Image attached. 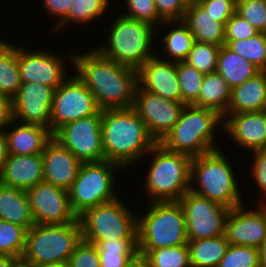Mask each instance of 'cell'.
I'll use <instances>...</instances> for the list:
<instances>
[{
  "instance_id": "cell-1",
  "label": "cell",
  "mask_w": 266,
  "mask_h": 267,
  "mask_svg": "<svg viewBox=\"0 0 266 267\" xmlns=\"http://www.w3.org/2000/svg\"><path fill=\"white\" fill-rule=\"evenodd\" d=\"M72 65L101 110L133 107L138 70L118 64L94 48L82 54L74 52Z\"/></svg>"
},
{
  "instance_id": "cell-2",
  "label": "cell",
  "mask_w": 266,
  "mask_h": 267,
  "mask_svg": "<svg viewBox=\"0 0 266 267\" xmlns=\"http://www.w3.org/2000/svg\"><path fill=\"white\" fill-rule=\"evenodd\" d=\"M101 118L105 160L123 169L145 157L157 143L133 107L101 110Z\"/></svg>"
},
{
  "instance_id": "cell-3",
  "label": "cell",
  "mask_w": 266,
  "mask_h": 267,
  "mask_svg": "<svg viewBox=\"0 0 266 267\" xmlns=\"http://www.w3.org/2000/svg\"><path fill=\"white\" fill-rule=\"evenodd\" d=\"M232 168L220 149L193 157L189 190L230 209L244 204ZM194 182L197 187L192 185Z\"/></svg>"
},
{
  "instance_id": "cell-4",
  "label": "cell",
  "mask_w": 266,
  "mask_h": 267,
  "mask_svg": "<svg viewBox=\"0 0 266 267\" xmlns=\"http://www.w3.org/2000/svg\"><path fill=\"white\" fill-rule=\"evenodd\" d=\"M218 125L223 126V116L217 111L186 105L179 120L160 143L170 151L197 157L219 149L214 143Z\"/></svg>"
},
{
  "instance_id": "cell-5",
  "label": "cell",
  "mask_w": 266,
  "mask_h": 267,
  "mask_svg": "<svg viewBox=\"0 0 266 267\" xmlns=\"http://www.w3.org/2000/svg\"><path fill=\"white\" fill-rule=\"evenodd\" d=\"M114 19L107 34V43L95 49L118 64L138 70L149 58L155 56L151 46L156 28L122 14H117Z\"/></svg>"
},
{
  "instance_id": "cell-6",
  "label": "cell",
  "mask_w": 266,
  "mask_h": 267,
  "mask_svg": "<svg viewBox=\"0 0 266 267\" xmlns=\"http://www.w3.org/2000/svg\"><path fill=\"white\" fill-rule=\"evenodd\" d=\"M152 154L145 178L148 197L152 202L179 201L190 189L191 157L168 150L156 143L147 153Z\"/></svg>"
},
{
  "instance_id": "cell-7",
  "label": "cell",
  "mask_w": 266,
  "mask_h": 267,
  "mask_svg": "<svg viewBox=\"0 0 266 267\" xmlns=\"http://www.w3.org/2000/svg\"><path fill=\"white\" fill-rule=\"evenodd\" d=\"M137 216L138 250H154L188 243L185 215L178 201L150 202Z\"/></svg>"
},
{
  "instance_id": "cell-8",
  "label": "cell",
  "mask_w": 266,
  "mask_h": 267,
  "mask_svg": "<svg viewBox=\"0 0 266 267\" xmlns=\"http://www.w3.org/2000/svg\"><path fill=\"white\" fill-rule=\"evenodd\" d=\"M81 240L79 220L67 224H35L27 230L21 257L32 264H67Z\"/></svg>"
},
{
  "instance_id": "cell-9",
  "label": "cell",
  "mask_w": 266,
  "mask_h": 267,
  "mask_svg": "<svg viewBox=\"0 0 266 267\" xmlns=\"http://www.w3.org/2000/svg\"><path fill=\"white\" fill-rule=\"evenodd\" d=\"M123 169L120 165L110 162L82 163L76 179L68 190L70 205L77 216L103 203L116 200L115 172Z\"/></svg>"
},
{
  "instance_id": "cell-10",
  "label": "cell",
  "mask_w": 266,
  "mask_h": 267,
  "mask_svg": "<svg viewBox=\"0 0 266 267\" xmlns=\"http://www.w3.org/2000/svg\"><path fill=\"white\" fill-rule=\"evenodd\" d=\"M78 220L84 241L137 238V213H132L119 197L85 211Z\"/></svg>"
},
{
  "instance_id": "cell-11",
  "label": "cell",
  "mask_w": 266,
  "mask_h": 267,
  "mask_svg": "<svg viewBox=\"0 0 266 267\" xmlns=\"http://www.w3.org/2000/svg\"><path fill=\"white\" fill-rule=\"evenodd\" d=\"M100 110L93 93L74 73L54 92L50 111V131L53 134L66 123L90 117Z\"/></svg>"
},
{
  "instance_id": "cell-12",
  "label": "cell",
  "mask_w": 266,
  "mask_h": 267,
  "mask_svg": "<svg viewBox=\"0 0 266 267\" xmlns=\"http://www.w3.org/2000/svg\"><path fill=\"white\" fill-rule=\"evenodd\" d=\"M178 202L185 215L188 240L213 238L225 234L230 208L190 190Z\"/></svg>"
},
{
  "instance_id": "cell-13",
  "label": "cell",
  "mask_w": 266,
  "mask_h": 267,
  "mask_svg": "<svg viewBox=\"0 0 266 267\" xmlns=\"http://www.w3.org/2000/svg\"><path fill=\"white\" fill-rule=\"evenodd\" d=\"M101 122L100 110L90 117L66 123L52 137L82 163L105 161Z\"/></svg>"
},
{
  "instance_id": "cell-14",
  "label": "cell",
  "mask_w": 266,
  "mask_h": 267,
  "mask_svg": "<svg viewBox=\"0 0 266 267\" xmlns=\"http://www.w3.org/2000/svg\"><path fill=\"white\" fill-rule=\"evenodd\" d=\"M185 103L164 99L137 86L134 105L150 136L160 143L179 120Z\"/></svg>"
},
{
  "instance_id": "cell-15",
  "label": "cell",
  "mask_w": 266,
  "mask_h": 267,
  "mask_svg": "<svg viewBox=\"0 0 266 267\" xmlns=\"http://www.w3.org/2000/svg\"><path fill=\"white\" fill-rule=\"evenodd\" d=\"M17 47V60L22 83L45 84L55 90L62 84L66 75L65 61H73V54L58 56L55 52L42 50L26 51ZM71 54V55H70Z\"/></svg>"
},
{
  "instance_id": "cell-16",
  "label": "cell",
  "mask_w": 266,
  "mask_h": 267,
  "mask_svg": "<svg viewBox=\"0 0 266 267\" xmlns=\"http://www.w3.org/2000/svg\"><path fill=\"white\" fill-rule=\"evenodd\" d=\"M35 224H67L77 221L68 190L42 181L26 190Z\"/></svg>"
},
{
  "instance_id": "cell-17",
  "label": "cell",
  "mask_w": 266,
  "mask_h": 267,
  "mask_svg": "<svg viewBox=\"0 0 266 267\" xmlns=\"http://www.w3.org/2000/svg\"><path fill=\"white\" fill-rule=\"evenodd\" d=\"M247 210L244 204L229 211L225 236L229 245L260 248L266 240V203Z\"/></svg>"
},
{
  "instance_id": "cell-18",
  "label": "cell",
  "mask_w": 266,
  "mask_h": 267,
  "mask_svg": "<svg viewBox=\"0 0 266 267\" xmlns=\"http://www.w3.org/2000/svg\"><path fill=\"white\" fill-rule=\"evenodd\" d=\"M55 89L45 84L21 83L12 98L13 119L20 123L40 125L50 130V111Z\"/></svg>"
},
{
  "instance_id": "cell-19",
  "label": "cell",
  "mask_w": 266,
  "mask_h": 267,
  "mask_svg": "<svg viewBox=\"0 0 266 267\" xmlns=\"http://www.w3.org/2000/svg\"><path fill=\"white\" fill-rule=\"evenodd\" d=\"M138 84L164 99L182 102L176 62L161 59L158 54L138 69Z\"/></svg>"
},
{
  "instance_id": "cell-20",
  "label": "cell",
  "mask_w": 266,
  "mask_h": 267,
  "mask_svg": "<svg viewBox=\"0 0 266 267\" xmlns=\"http://www.w3.org/2000/svg\"><path fill=\"white\" fill-rule=\"evenodd\" d=\"M221 128L242 149H251L250 151L266 149V109L225 114Z\"/></svg>"
},
{
  "instance_id": "cell-21",
  "label": "cell",
  "mask_w": 266,
  "mask_h": 267,
  "mask_svg": "<svg viewBox=\"0 0 266 267\" xmlns=\"http://www.w3.org/2000/svg\"><path fill=\"white\" fill-rule=\"evenodd\" d=\"M44 181L69 190L82 162L55 138H51L42 153Z\"/></svg>"
},
{
  "instance_id": "cell-22",
  "label": "cell",
  "mask_w": 266,
  "mask_h": 267,
  "mask_svg": "<svg viewBox=\"0 0 266 267\" xmlns=\"http://www.w3.org/2000/svg\"><path fill=\"white\" fill-rule=\"evenodd\" d=\"M42 181H44L42 154H8L0 170L1 184L28 190Z\"/></svg>"
},
{
  "instance_id": "cell-23",
  "label": "cell",
  "mask_w": 266,
  "mask_h": 267,
  "mask_svg": "<svg viewBox=\"0 0 266 267\" xmlns=\"http://www.w3.org/2000/svg\"><path fill=\"white\" fill-rule=\"evenodd\" d=\"M266 109V71H260L242 85L231 89L226 114L262 111Z\"/></svg>"
},
{
  "instance_id": "cell-24",
  "label": "cell",
  "mask_w": 266,
  "mask_h": 267,
  "mask_svg": "<svg viewBox=\"0 0 266 267\" xmlns=\"http://www.w3.org/2000/svg\"><path fill=\"white\" fill-rule=\"evenodd\" d=\"M13 127L5 131L8 154H42L46 143L52 138L49 128L40 125L20 123Z\"/></svg>"
},
{
  "instance_id": "cell-25",
  "label": "cell",
  "mask_w": 266,
  "mask_h": 267,
  "mask_svg": "<svg viewBox=\"0 0 266 267\" xmlns=\"http://www.w3.org/2000/svg\"><path fill=\"white\" fill-rule=\"evenodd\" d=\"M182 21L196 42L225 45V25L217 22L199 3L187 6Z\"/></svg>"
},
{
  "instance_id": "cell-26",
  "label": "cell",
  "mask_w": 266,
  "mask_h": 267,
  "mask_svg": "<svg viewBox=\"0 0 266 267\" xmlns=\"http://www.w3.org/2000/svg\"><path fill=\"white\" fill-rule=\"evenodd\" d=\"M0 220L18 224L27 230L35 225L26 190L0 183Z\"/></svg>"
},
{
  "instance_id": "cell-27",
  "label": "cell",
  "mask_w": 266,
  "mask_h": 267,
  "mask_svg": "<svg viewBox=\"0 0 266 267\" xmlns=\"http://www.w3.org/2000/svg\"><path fill=\"white\" fill-rule=\"evenodd\" d=\"M260 71L253 63L234 53L225 45L220 47L216 72L223 77L231 89L242 85Z\"/></svg>"
},
{
  "instance_id": "cell-28",
  "label": "cell",
  "mask_w": 266,
  "mask_h": 267,
  "mask_svg": "<svg viewBox=\"0 0 266 267\" xmlns=\"http://www.w3.org/2000/svg\"><path fill=\"white\" fill-rule=\"evenodd\" d=\"M231 97V88L218 72L204 74L199 98L192 104L210 108L221 116L227 113Z\"/></svg>"
},
{
  "instance_id": "cell-29",
  "label": "cell",
  "mask_w": 266,
  "mask_h": 267,
  "mask_svg": "<svg viewBox=\"0 0 266 267\" xmlns=\"http://www.w3.org/2000/svg\"><path fill=\"white\" fill-rule=\"evenodd\" d=\"M191 267H218L229 242L224 235L199 240H188Z\"/></svg>"
},
{
  "instance_id": "cell-30",
  "label": "cell",
  "mask_w": 266,
  "mask_h": 267,
  "mask_svg": "<svg viewBox=\"0 0 266 267\" xmlns=\"http://www.w3.org/2000/svg\"><path fill=\"white\" fill-rule=\"evenodd\" d=\"M86 242L96 246L100 267H125L138 252L137 238Z\"/></svg>"
},
{
  "instance_id": "cell-31",
  "label": "cell",
  "mask_w": 266,
  "mask_h": 267,
  "mask_svg": "<svg viewBox=\"0 0 266 267\" xmlns=\"http://www.w3.org/2000/svg\"><path fill=\"white\" fill-rule=\"evenodd\" d=\"M163 24H173L174 27L177 24V26L163 35L161 42V44H163L161 45L163 48L160 49H163L162 52L164 51L163 53L167 55L168 59H165L166 57H162L161 59L167 61L172 59L171 61L173 62L185 61L192 49L193 43L195 42L191 31L182 20L164 21L159 27H164Z\"/></svg>"
},
{
  "instance_id": "cell-32",
  "label": "cell",
  "mask_w": 266,
  "mask_h": 267,
  "mask_svg": "<svg viewBox=\"0 0 266 267\" xmlns=\"http://www.w3.org/2000/svg\"><path fill=\"white\" fill-rule=\"evenodd\" d=\"M21 83L17 46L0 39V94L13 98Z\"/></svg>"
},
{
  "instance_id": "cell-33",
  "label": "cell",
  "mask_w": 266,
  "mask_h": 267,
  "mask_svg": "<svg viewBox=\"0 0 266 267\" xmlns=\"http://www.w3.org/2000/svg\"><path fill=\"white\" fill-rule=\"evenodd\" d=\"M225 46L259 70L266 71V33L259 32L249 39L225 40Z\"/></svg>"
},
{
  "instance_id": "cell-34",
  "label": "cell",
  "mask_w": 266,
  "mask_h": 267,
  "mask_svg": "<svg viewBox=\"0 0 266 267\" xmlns=\"http://www.w3.org/2000/svg\"><path fill=\"white\" fill-rule=\"evenodd\" d=\"M109 0H72L68 15L56 26L53 31L65 28L68 23L90 24L92 20L105 13Z\"/></svg>"
},
{
  "instance_id": "cell-35",
  "label": "cell",
  "mask_w": 266,
  "mask_h": 267,
  "mask_svg": "<svg viewBox=\"0 0 266 267\" xmlns=\"http://www.w3.org/2000/svg\"><path fill=\"white\" fill-rule=\"evenodd\" d=\"M138 252L147 257L150 267H191L187 244Z\"/></svg>"
},
{
  "instance_id": "cell-36",
  "label": "cell",
  "mask_w": 266,
  "mask_h": 267,
  "mask_svg": "<svg viewBox=\"0 0 266 267\" xmlns=\"http://www.w3.org/2000/svg\"><path fill=\"white\" fill-rule=\"evenodd\" d=\"M176 70L182 103L192 105L199 98L204 74L185 61L176 62Z\"/></svg>"
},
{
  "instance_id": "cell-37",
  "label": "cell",
  "mask_w": 266,
  "mask_h": 267,
  "mask_svg": "<svg viewBox=\"0 0 266 267\" xmlns=\"http://www.w3.org/2000/svg\"><path fill=\"white\" fill-rule=\"evenodd\" d=\"M26 235V228L0 220V255L21 257L25 248Z\"/></svg>"
},
{
  "instance_id": "cell-38",
  "label": "cell",
  "mask_w": 266,
  "mask_h": 267,
  "mask_svg": "<svg viewBox=\"0 0 266 267\" xmlns=\"http://www.w3.org/2000/svg\"><path fill=\"white\" fill-rule=\"evenodd\" d=\"M220 47L195 41L185 62L203 74L215 72Z\"/></svg>"
},
{
  "instance_id": "cell-39",
  "label": "cell",
  "mask_w": 266,
  "mask_h": 267,
  "mask_svg": "<svg viewBox=\"0 0 266 267\" xmlns=\"http://www.w3.org/2000/svg\"><path fill=\"white\" fill-rule=\"evenodd\" d=\"M218 267H260V250L252 246L229 245Z\"/></svg>"
},
{
  "instance_id": "cell-40",
  "label": "cell",
  "mask_w": 266,
  "mask_h": 267,
  "mask_svg": "<svg viewBox=\"0 0 266 267\" xmlns=\"http://www.w3.org/2000/svg\"><path fill=\"white\" fill-rule=\"evenodd\" d=\"M128 13L122 15L137 21L146 22L159 31L158 25L164 20L159 16L154 0H124ZM157 25V26H156Z\"/></svg>"
},
{
  "instance_id": "cell-41",
  "label": "cell",
  "mask_w": 266,
  "mask_h": 267,
  "mask_svg": "<svg viewBox=\"0 0 266 267\" xmlns=\"http://www.w3.org/2000/svg\"><path fill=\"white\" fill-rule=\"evenodd\" d=\"M236 12L259 32L266 33V0H237Z\"/></svg>"
},
{
  "instance_id": "cell-42",
  "label": "cell",
  "mask_w": 266,
  "mask_h": 267,
  "mask_svg": "<svg viewBox=\"0 0 266 267\" xmlns=\"http://www.w3.org/2000/svg\"><path fill=\"white\" fill-rule=\"evenodd\" d=\"M67 264L68 267H100L96 246L81 240Z\"/></svg>"
},
{
  "instance_id": "cell-43",
  "label": "cell",
  "mask_w": 266,
  "mask_h": 267,
  "mask_svg": "<svg viewBox=\"0 0 266 267\" xmlns=\"http://www.w3.org/2000/svg\"><path fill=\"white\" fill-rule=\"evenodd\" d=\"M259 31L240 14L235 12L225 25V40H243L258 34Z\"/></svg>"
},
{
  "instance_id": "cell-44",
  "label": "cell",
  "mask_w": 266,
  "mask_h": 267,
  "mask_svg": "<svg viewBox=\"0 0 266 267\" xmlns=\"http://www.w3.org/2000/svg\"><path fill=\"white\" fill-rule=\"evenodd\" d=\"M216 21L226 25L236 12L237 0H199L198 2Z\"/></svg>"
},
{
  "instance_id": "cell-45",
  "label": "cell",
  "mask_w": 266,
  "mask_h": 267,
  "mask_svg": "<svg viewBox=\"0 0 266 267\" xmlns=\"http://www.w3.org/2000/svg\"><path fill=\"white\" fill-rule=\"evenodd\" d=\"M157 12L164 21L182 20L187 9L184 0H154Z\"/></svg>"
},
{
  "instance_id": "cell-46",
  "label": "cell",
  "mask_w": 266,
  "mask_h": 267,
  "mask_svg": "<svg viewBox=\"0 0 266 267\" xmlns=\"http://www.w3.org/2000/svg\"><path fill=\"white\" fill-rule=\"evenodd\" d=\"M254 152V160L252 163V167L249 168L252 171V177L257 184V188L261 191V195H263V199L260 203H266V149L255 150ZM265 200V201H264Z\"/></svg>"
},
{
  "instance_id": "cell-47",
  "label": "cell",
  "mask_w": 266,
  "mask_h": 267,
  "mask_svg": "<svg viewBox=\"0 0 266 267\" xmlns=\"http://www.w3.org/2000/svg\"><path fill=\"white\" fill-rule=\"evenodd\" d=\"M43 9L47 14L59 17L55 27L68 15L72 0H42Z\"/></svg>"
},
{
  "instance_id": "cell-48",
  "label": "cell",
  "mask_w": 266,
  "mask_h": 267,
  "mask_svg": "<svg viewBox=\"0 0 266 267\" xmlns=\"http://www.w3.org/2000/svg\"><path fill=\"white\" fill-rule=\"evenodd\" d=\"M15 124L13 119L12 98L0 94V130L6 129L8 125Z\"/></svg>"
},
{
  "instance_id": "cell-49",
  "label": "cell",
  "mask_w": 266,
  "mask_h": 267,
  "mask_svg": "<svg viewBox=\"0 0 266 267\" xmlns=\"http://www.w3.org/2000/svg\"><path fill=\"white\" fill-rule=\"evenodd\" d=\"M8 157V146L5 130H0V170Z\"/></svg>"
},
{
  "instance_id": "cell-50",
  "label": "cell",
  "mask_w": 266,
  "mask_h": 267,
  "mask_svg": "<svg viewBox=\"0 0 266 267\" xmlns=\"http://www.w3.org/2000/svg\"><path fill=\"white\" fill-rule=\"evenodd\" d=\"M125 267H150V264L145 255L137 252Z\"/></svg>"
},
{
  "instance_id": "cell-51",
  "label": "cell",
  "mask_w": 266,
  "mask_h": 267,
  "mask_svg": "<svg viewBox=\"0 0 266 267\" xmlns=\"http://www.w3.org/2000/svg\"><path fill=\"white\" fill-rule=\"evenodd\" d=\"M16 258L9 255H0V267H11Z\"/></svg>"
},
{
  "instance_id": "cell-52",
  "label": "cell",
  "mask_w": 266,
  "mask_h": 267,
  "mask_svg": "<svg viewBox=\"0 0 266 267\" xmlns=\"http://www.w3.org/2000/svg\"><path fill=\"white\" fill-rule=\"evenodd\" d=\"M11 267H33V264L22 257H19L12 262Z\"/></svg>"
},
{
  "instance_id": "cell-53",
  "label": "cell",
  "mask_w": 266,
  "mask_h": 267,
  "mask_svg": "<svg viewBox=\"0 0 266 267\" xmlns=\"http://www.w3.org/2000/svg\"><path fill=\"white\" fill-rule=\"evenodd\" d=\"M260 250V267H266V240L259 248Z\"/></svg>"
},
{
  "instance_id": "cell-54",
  "label": "cell",
  "mask_w": 266,
  "mask_h": 267,
  "mask_svg": "<svg viewBox=\"0 0 266 267\" xmlns=\"http://www.w3.org/2000/svg\"><path fill=\"white\" fill-rule=\"evenodd\" d=\"M33 267H68V264L57 263V264H33Z\"/></svg>"
},
{
  "instance_id": "cell-55",
  "label": "cell",
  "mask_w": 266,
  "mask_h": 267,
  "mask_svg": "<svg viewBox=\"0 0 266 267\" xmlns=\"http://www.w3.org/2000/svg\"><path fill=\"white\" fill-rule=\"evenodd\" d=\"M187 5L198 3L199 0H184Z\"/></svg>"
}]
</instances>
